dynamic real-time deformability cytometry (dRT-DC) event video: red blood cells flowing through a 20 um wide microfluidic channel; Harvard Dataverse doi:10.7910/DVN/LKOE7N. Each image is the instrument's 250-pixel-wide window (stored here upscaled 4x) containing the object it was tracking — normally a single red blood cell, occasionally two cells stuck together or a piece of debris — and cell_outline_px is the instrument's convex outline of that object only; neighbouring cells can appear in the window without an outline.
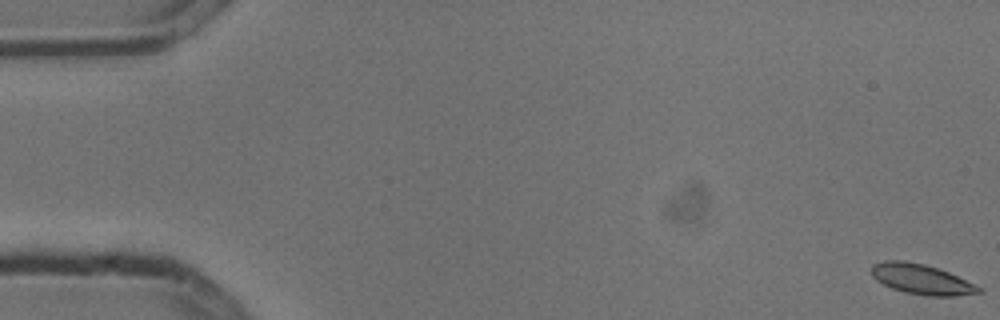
{"species": "common noctule bat (a hibernating species)", "species_latin": "Nyctalus noctula", "temperature_condition": "cold", "stored_images_in_passage": 6, "camera_frame_rate_fps": 3000, "um_per_image_px": 0.085, "animal": {"sex": "male", "body_mass_g": 13.3}, "frame": {"image": 1, "passage_image": 1, "time_ms": 0.0, "image_size_px": [1000, 320], "cell_outline_px": [[984, 292], [952, 296], [928, 296], [904, 292], [892, 288], [876, 280], [872, 276], [872, 264], [884, 260], [904, 260], [924, 264], [948, 272], [976, 284], [984, 288]], "centroid_in_image_um": [78.35, 23.74], "position_along_channel_um": 6.7, "area_um2": 18.9}}